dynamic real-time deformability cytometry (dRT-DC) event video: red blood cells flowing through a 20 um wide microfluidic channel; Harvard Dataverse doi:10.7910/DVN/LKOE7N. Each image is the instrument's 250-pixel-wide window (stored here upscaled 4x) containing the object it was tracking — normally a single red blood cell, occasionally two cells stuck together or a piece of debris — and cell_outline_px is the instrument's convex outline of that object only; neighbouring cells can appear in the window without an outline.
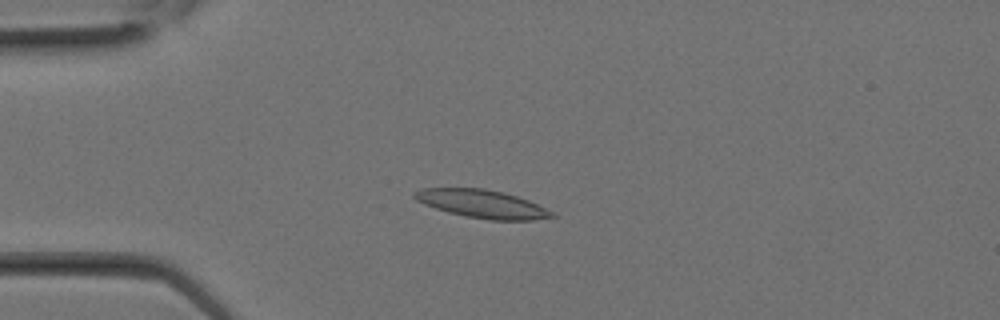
{"species": "Egyptian fruit bat (a non-hibernating species)", "species_latin": "Rousettus aegyptiacus", "temperature_condition": "room temperature", "stored_images_in_passage": 9, "camera_frame_rate_fps": 3000, "um_per_image_px": 0.085, "animal": {"sex": "female"}, "frame": {"image": 1, "passage_image": 6, "time_ms": 1.667, "image_size_px": [1000, 320], "cell_outline_px": [[556, 216], [532, 220], [492, 220], [464, 216], [448, 212], [424, 204], [416, 200], [412, 196], [412, 192], [424, 188], [484, 188], [504, 192], [528, 200], [552, 212]], "centroid_in_image_um": [40.93, 17.32], "position_along_channel_um": 44.1, "area_um2": 22.37}}
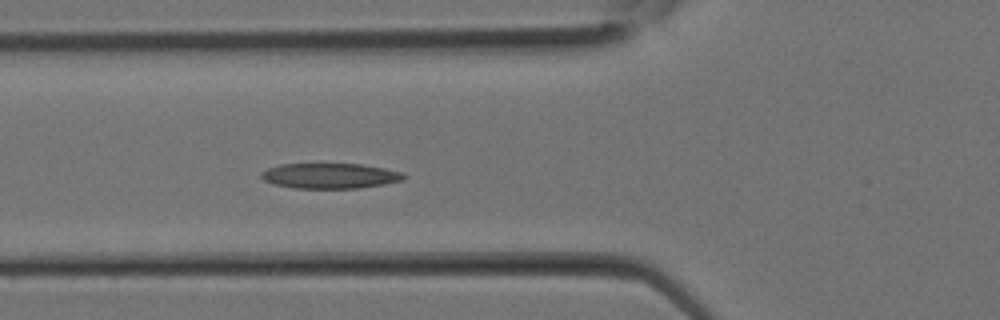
{"frame": {"image": 2, "passage_image": 9, "time_ms": 2.667, "image_size_px": [1000, 320], "cell_outline_px": [[408, 176], [404, 180], [384, 184], [360, 188], [296, 188], [276, 184], [264, 180], [260, 176], [260, 172], [268, 168], [280, 164], [360, 164], [384, 168], [400, 172]], "centroid_in_image_um": [28.07, 14.94], "position_along_channel_um": 97.7, "area_um2": 20.92}}